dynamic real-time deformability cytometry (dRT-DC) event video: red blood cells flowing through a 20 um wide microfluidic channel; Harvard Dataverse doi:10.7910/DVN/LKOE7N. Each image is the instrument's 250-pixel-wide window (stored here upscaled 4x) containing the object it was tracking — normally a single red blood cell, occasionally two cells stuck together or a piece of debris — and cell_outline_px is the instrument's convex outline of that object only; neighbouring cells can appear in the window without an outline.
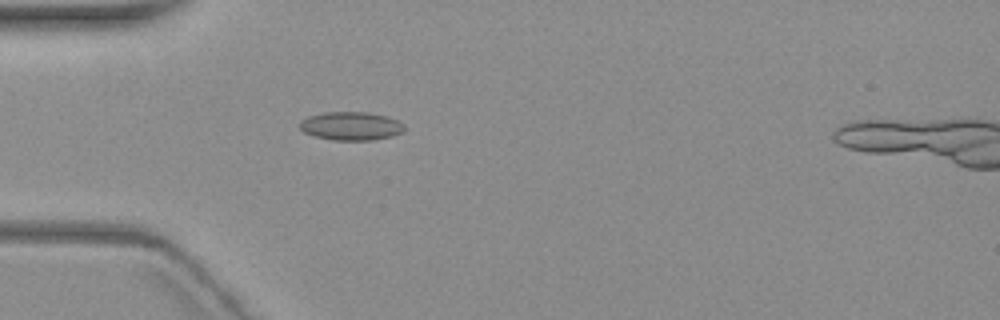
{"species": "common noctule bat (a hibernating species)", "species_latin": "Nyctalus noctula", "temperature_condition": "warm", "stored_images_in_passage": 3, "camera_frame_rate_fps": 3000, "um_per_image_px": 0.085, "animal": {"sex": "female", "body_mass_g": 19.3, "forearm_length_mm": 54.1}, "frame": {"image": 1, "passage_image": 3, "time_ms": 2.333, "image_size_px": [1000, 320], "cell_outline_px": [[404, 132], [392, 136], [372, 140], [332, 140], [316, 136], [304, 132], [300, 128], [300, 120], [308, 116], [324, 112], [368, 112], [384, 116], [396, 120], [404, 124]], "centroid_in_image_um": [29.83, 10.71], "position_along_channel_um": 55.2, "area_um2": 17.28}}